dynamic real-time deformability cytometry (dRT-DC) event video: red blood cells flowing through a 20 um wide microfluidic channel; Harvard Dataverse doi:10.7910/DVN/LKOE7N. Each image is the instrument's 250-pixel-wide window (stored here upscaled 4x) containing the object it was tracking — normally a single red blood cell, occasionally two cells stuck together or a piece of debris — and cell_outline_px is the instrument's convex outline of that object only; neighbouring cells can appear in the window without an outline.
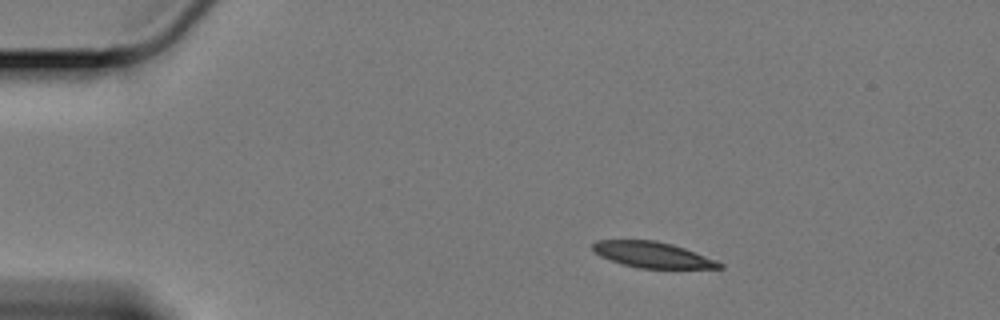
{"species": "Egyptian fruit bat (a non-hibernating species)", "species_latin": "Rousettus aegyptiacus", "temperature_condition": "cold", "stored_images_in_passage": 50, "camera_frame_rate_fps": 3000, "um_per_image_px": 0.085, "animal": {"sex": "female"}, "frame": {"image": 1, "passage_image": 1, "time_ms": 0.0, "image_size_px": [1000, 320], "cell_outline_px": [[724, 268], [640, 268], [624, 264], [600, 256], [592, 248], [592, 244], [596, 240], [656, 240], [672, 244], [684, 248], [716, 260], [724, 264]], "centroid_in_image_um": [55.48, 21.65], "position_along_channel_um": 29.5, "area_um2": 18.84}}
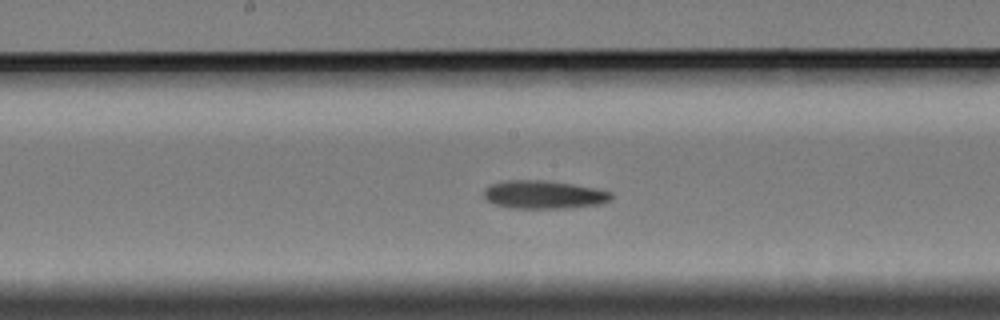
{"frame": {"image": 2, "passage_image": 22, "time_ms": 7.0, "image_size_px": [1000, 320], "cell_outline_px": [[612, 200], [604, 204], [560, 208], [508, 208], [492, 204], [484, 196], [484, 188], [488, 184], [500, 180], [544, 180], [572, 184], [596, 188], [612, 192]], "centroid_in_image_um": [46.19, 16.54], "position_along_channel_um": 202.0, "area_um2": 21.27}}
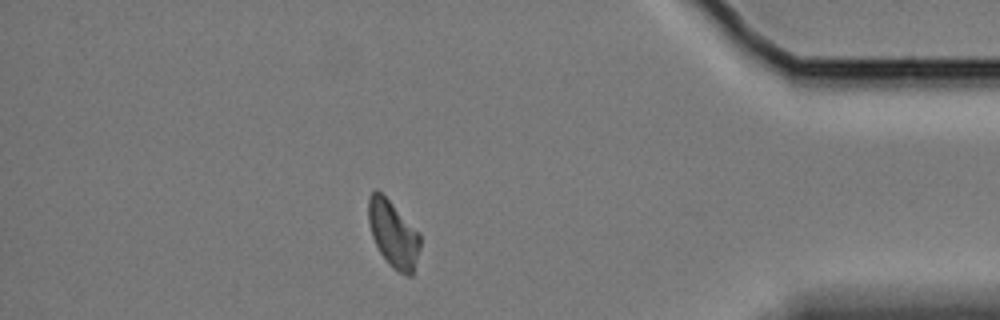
{"frame": {"image": 3, "passage_image": 43, "time_ms": 14.0, "image_size_px": [1000, 320], "cell_outline_px": [[420, 248], [412, 276], [408, 276], [392, 268], [388, 264], [380, 252], [372, 236], [368, 220], [368, 196], [376, 188], [420, 232]], "centroid_in_image_um": [33.43, 19.9], "position_along_channel_um": 401.8, "area_um2": 20.0}}